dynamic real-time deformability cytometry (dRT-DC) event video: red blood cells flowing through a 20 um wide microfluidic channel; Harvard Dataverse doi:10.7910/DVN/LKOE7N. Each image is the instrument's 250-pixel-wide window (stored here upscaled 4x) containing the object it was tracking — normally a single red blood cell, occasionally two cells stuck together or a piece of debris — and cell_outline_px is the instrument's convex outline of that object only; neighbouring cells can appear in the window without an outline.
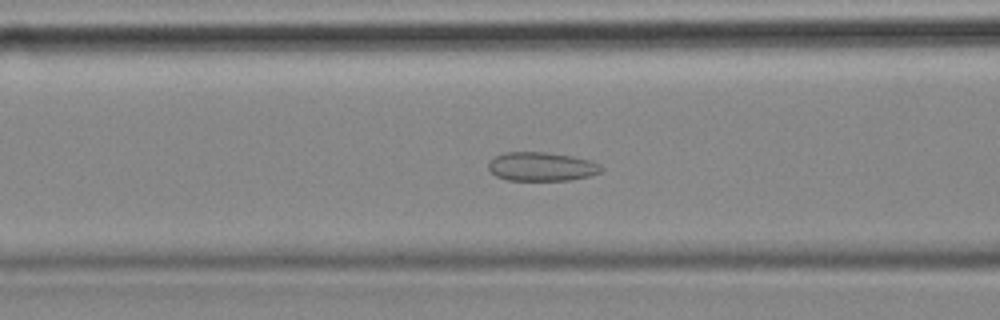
{"species": "common noctule bat (a hibernating species)", "species_latin": "Nyctalus noctula", "temperature_condition": "cold", "stored_images_in_passage": 50, "camera_frame_rate_fps": 3000, "um_per_image_px": 0.085, "animal": {"sex": "female", "body_mass_g": 18.4}, "frame": {"image": 1, "passage_image": 15, "time_ms": 4.667, "image_size_px": [1000, 320], "cell_outline_px": [[604, 168], [600, 172], [588, 176], [568, 180], [508, 180], [496, 176], [488, 168], [488, 160], [504, 152], [544, 152], [572, 156], [592, 160], [600, 164]], "centroid_in_image_um": [46.03, 14.15], "position_along_channel_um": 120.6, "area_um2": 19.02}, "authors_computed_cell_mechanics": {"area_um2": 19.941, "velocity_mm_per_s": 3.5247, "shape_relaxation_time_tau1_ms": null, "shape_relaxation_time_tau2_ms": 1.546, "deformation_change_tau1": null, "deformation_change_tau2": 0.0817}}